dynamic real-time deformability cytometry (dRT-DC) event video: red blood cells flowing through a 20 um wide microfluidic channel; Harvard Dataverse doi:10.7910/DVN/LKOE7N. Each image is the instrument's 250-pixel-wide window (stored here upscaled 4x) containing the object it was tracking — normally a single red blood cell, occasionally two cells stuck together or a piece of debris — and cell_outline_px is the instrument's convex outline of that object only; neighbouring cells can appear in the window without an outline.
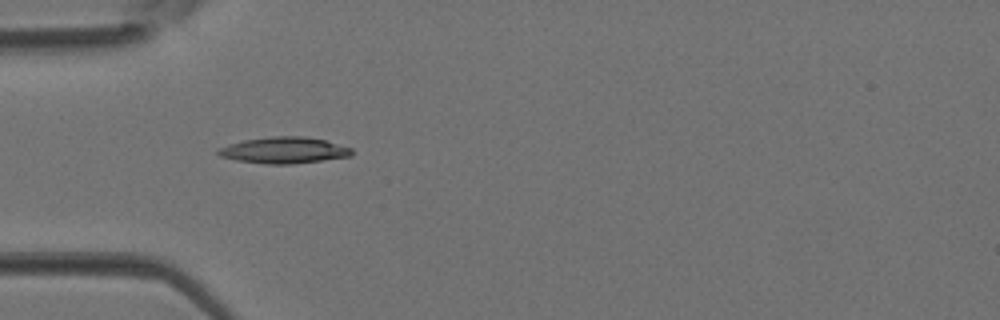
{"species": "Egyptian fruit bat (a non-hibernating species)", "species_latin": "Rousettus aegyptiacus", "temperature_condition": "room temperature", "stored_images_in_passage": 2, "camera_frame_rate_fps": 3000, "um_per_image_px": 0.085, "animal": {"sex": "female"}, "frame": {"image": 1, "passage_image": 2, "time_ms": 0.333, "image_size_px": [1000, 320], "cell_outline_px": [[352, 156], [292, 164], [268, 164], [236, 160], [220, 156], [216, 152], [220, 148], [228, 144], [244, 140], [272, 136], [304, 136], [324, 140], [352, 148]], "centroid_in_image_um": [24.14, 12.77], "position_along_channel_um": 60.9, "area_um2": 20.35}}